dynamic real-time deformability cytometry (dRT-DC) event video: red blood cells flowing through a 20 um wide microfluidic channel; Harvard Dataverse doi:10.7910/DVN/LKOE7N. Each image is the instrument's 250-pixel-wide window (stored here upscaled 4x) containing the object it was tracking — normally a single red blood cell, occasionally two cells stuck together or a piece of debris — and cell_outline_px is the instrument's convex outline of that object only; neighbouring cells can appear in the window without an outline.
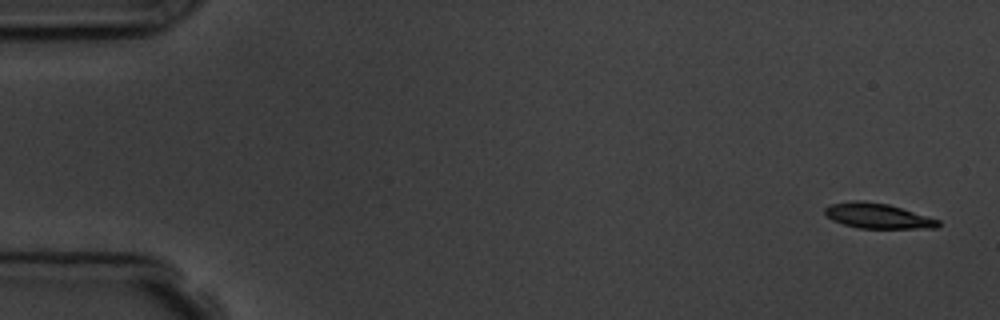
{"species": "common noctule bat (a hibernating species)", "species_latin": "Nyctalus noctula", "temperature_condition": "room temperature", "stored_images_in_passage": 4, "camera_frame_rate_fps": 3000, "um_per_image_px": 0.085, "animal": {"sex": "male", "body_mass_g": 19.5, "forearm_length_mm": 54.6}, "frame": {"image": 1, "passage_image": 1, "time_ms": 0.0, "image_size_px": [1000, 320], "cell_outline_px": [[940, 224], [936, 228], [860, 228], [844, 224], [832, 220], [824, 212], [824, 208], [832, 204], [852, 200], [864, 200], [888, 204], [940, 220]], "centroid_in_image_um": [74.59, 18.34], "position_along_channel_um": 10.4, "area_um2": 16.47}}
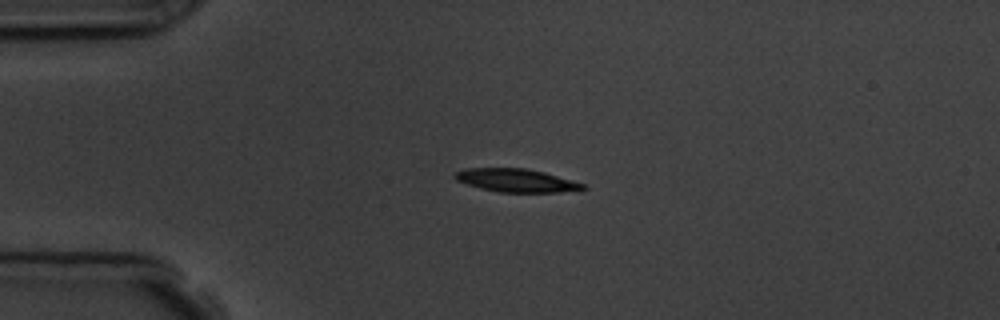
{"frame": {"image": 2, "passage_image": 4, "time_ms": 3.667, "image_size_px": [1000, 320], "cell_outline_px": [[588, 188], [560, 192], [500, 192], [480, 188], [456, 180], [452, 176], [456, 172], [464, 168], [524, 168], [544, 172], [584, 184]], "centroid_in_image_um": [43.84, 15.33], "position_along_channel_um": 41.2, "area_um2": 17.11}}